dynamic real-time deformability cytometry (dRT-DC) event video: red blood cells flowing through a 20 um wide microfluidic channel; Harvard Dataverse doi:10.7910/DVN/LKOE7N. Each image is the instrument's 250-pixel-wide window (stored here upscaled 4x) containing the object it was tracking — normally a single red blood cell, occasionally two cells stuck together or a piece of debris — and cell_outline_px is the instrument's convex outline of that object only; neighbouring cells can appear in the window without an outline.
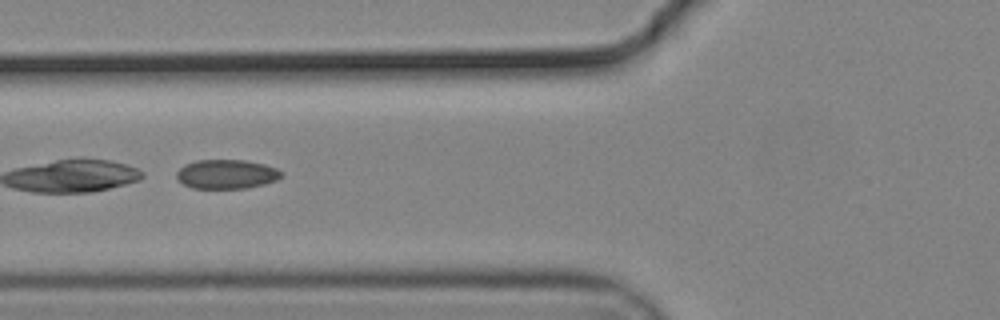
{"species": "common noctule bat (a hibernating species)", "species_latin": "Nyctalus noctula", "temperature_condition": "cold", "stored_images_in_passage": 44, "camera_frame_rate_fps": 3000, "um_per_image_px": 0.085, "animal": {"sex": "male", "body_mass_g": 19.2, "forearm_length_mm": 51.8}, "frame": {"image": 1, "passage_image": 13, "time_ms": 4.0, "image_size_px": [1000, 320], "cell_outline_px": [[284, 172], [276, 180], [264, 184], [248, 188], [192, 188], [176, 180], [176, 172], [184, 164], [196, 160], [244, 160], [264, 164], [276, 168]], "centroid_in_image_um": [19.23, 14.8], "position_along_channel_um": 106.6, "area_um2": 17.92}, "authors_computed_cell_mechanics": {"area_um2": 18.8139, "velocity_mm_per_s": 3.7221, "shape_relaxation_time_tau1_ms": null, "shape_relaxation_time_tau2_ms": 2.4253, "deformation_change_tau1": null, "deformation_change_tau2": 0.0737}}